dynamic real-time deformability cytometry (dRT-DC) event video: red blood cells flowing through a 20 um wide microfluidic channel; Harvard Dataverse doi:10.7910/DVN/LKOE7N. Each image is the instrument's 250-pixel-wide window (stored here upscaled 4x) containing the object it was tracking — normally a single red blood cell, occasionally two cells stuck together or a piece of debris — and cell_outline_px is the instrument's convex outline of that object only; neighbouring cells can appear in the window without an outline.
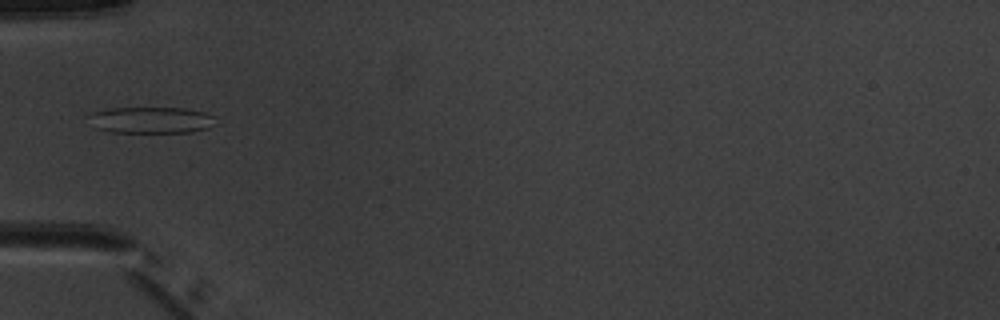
{"species": "common noctule bat (a hibernating species)", "species_latin": "Nyctalus noctula", "temperature_condition": "warm", "stored_images_in_passage": 6, "camera_frame_rate_fps": 3000, "um_per_image_px": 0.085, "animal": {"sex": "male", "body_mass_g": 20.1, "forearm_length_mm": 53.5}, "frame": {"image": 1, "passage_image": 5, "time_ms": 5.0, "image_size_px": [1000, 320], "cell_outline_px": [[216, 124], [208, 128], [192, 132], [112, 132], [96, 128], [88, 116], [92, 112], [108, 108], [184, 108], [204, 112], [216, 116]], "centroid_in_image_um": [12.89, 10.2], "position_along_channel_um": 72.1, "area_um2": 19.59}}
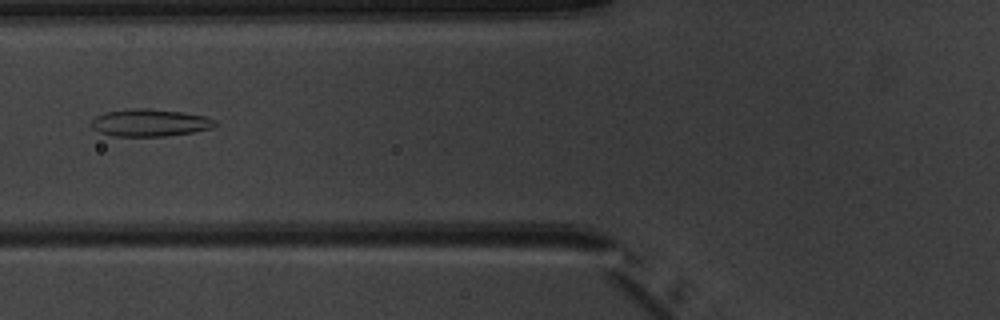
{"frame": {"image": 2, "passage_image": 6, "time_ms": 6.0, "image_size_px": [1000, 320], "cell_outline_px": [[216, 124], [212, 128], [192, 132], [164, 136], [112, 136], [100, 132], [92, 128], [92, 120], [96, 116], [104, 112], [132, 108], [148, 108], [180, 112], [204, 116], [216, 120]], "centroid_in_image_um": [12.71, 10.43], "position_along_channel_um": 113.1, "area_um2": 19.59}}